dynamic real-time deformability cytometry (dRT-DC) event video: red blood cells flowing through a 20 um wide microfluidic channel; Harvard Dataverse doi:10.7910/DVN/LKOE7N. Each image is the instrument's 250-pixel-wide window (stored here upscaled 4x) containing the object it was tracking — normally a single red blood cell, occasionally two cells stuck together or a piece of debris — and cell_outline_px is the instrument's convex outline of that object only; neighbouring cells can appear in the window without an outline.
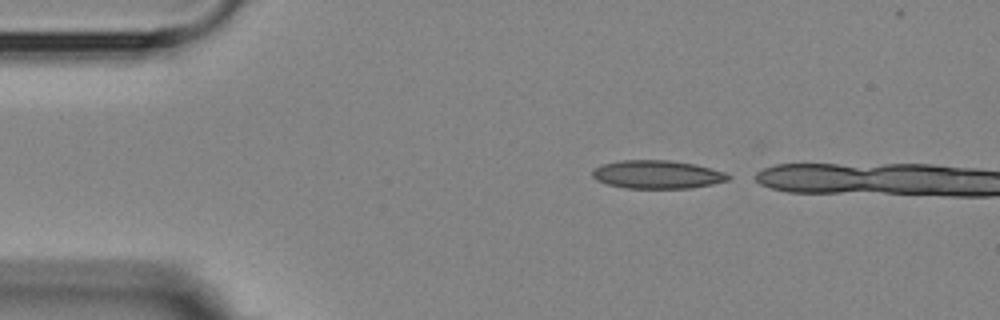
{"species": "Egyptian fruit bat (a non-hibernating species)", "species_latin": "Rousettus aegyptiacus", "temperature_condition": "room temperature", "stored_images_in_passage": 4, "camera_frame_rate_fps": 3000, "um_per_image_px": 0.085, "animal": {"sex": "female"}, "frame": {"image": 1, "passage_image": 1, "time_ms": 0.0, "image_size_px": [1000, 320], "cell_outline_px": [[732, 176], [728, 180], [712, 184], [692, 188], [624, 188], [608, 184], [596, 180], [592, 176], [592, 168], [600, 164], [620, 160], [668, 160], [696, 164], [724, 172]], "centroid_in_image_um": [55.83, 14.82], "position_along_channel_um": 29.2, "area_um2": 22.54}}